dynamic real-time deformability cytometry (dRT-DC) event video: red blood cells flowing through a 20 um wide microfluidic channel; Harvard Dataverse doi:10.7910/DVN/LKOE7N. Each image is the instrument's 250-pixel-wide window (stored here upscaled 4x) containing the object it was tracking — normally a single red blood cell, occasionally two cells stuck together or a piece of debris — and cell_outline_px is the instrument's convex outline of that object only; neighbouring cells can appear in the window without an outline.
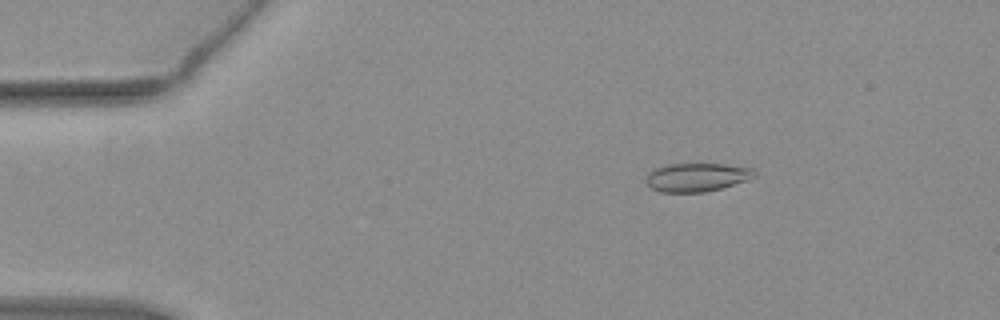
{"species": "common noctule bat (a hibernating species)", "species_latin": "Nyctalus noctula", "temperature_condition": "warm", "stored_images_in_passage": 54, "camera_frame_rate_fps": 3000, "um_per_image_px": 0.085, "animal": {"sex": "female", "body_mass_g": 19.3, "forearm_length_mm": 54.1}, "frame": {"image": 1, "passage_image": 9, "time_ms": 2.667, "image_size_px": [1000, 320], "cell_outline_px": [[756, 176], [720, 188], [704, 192], [660, 192], [652, 188], [644, 180], [648, 172], [664, 164], [728, 164], [752, 168], [756, 172]], "centroid_in_image_um": [59.19, 15.05], "position_along_channel_um": 25.8, "area_um2": 17.92}}
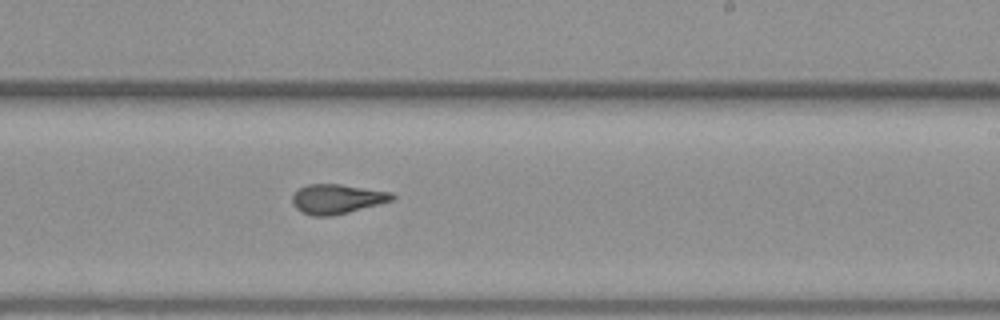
{"frame": {"image": 2, "passage_image": 33, "time_ms": 10.667, "image_size_px": [1000, 320], "cell_outline_px": [[396, 200], [348, 212], [328, 216], [312, 216], [300, 212], [292, 204], [292, 196], [300, 188], [308, 184], [340, 184], [392, 192], [396, 196]], "centroid_in_image_um": [28.67, 16.91], "position_along_channel_um": 260.3, "area_um2": 17.28}}
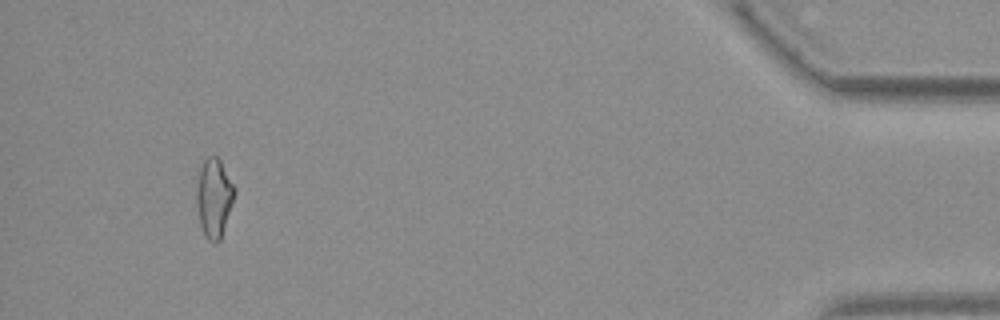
{"frame": {"image": 3, "passage_image": 51, "time_ms": 16.667, "image_size_px": [1000, 320], "cell_outline_px": [[236, 192], [220, 240], [216, 244], [212, 244], [204, 236], [200, 224], [196, 204], [196, 192], [200, 168], [204, 160], [208, 156], [216, 156], [220, 160], [236, 188]], "centroid_in_image_um": [18.19, 16.84], "position_along_channel_um": 417.0, "area_um2": 17.51}, "authors_computed_cell_mechanics": {"area_um2": 17.6001, "velocity_mm_per_s": 3.8248, "shape_relaxation_time_tau1_ms": null, "shape_relaxation_time_tau2_ms": 1.8967, "deformation_change_tau1": null, "deformation_change_tau2": 0.0785}}